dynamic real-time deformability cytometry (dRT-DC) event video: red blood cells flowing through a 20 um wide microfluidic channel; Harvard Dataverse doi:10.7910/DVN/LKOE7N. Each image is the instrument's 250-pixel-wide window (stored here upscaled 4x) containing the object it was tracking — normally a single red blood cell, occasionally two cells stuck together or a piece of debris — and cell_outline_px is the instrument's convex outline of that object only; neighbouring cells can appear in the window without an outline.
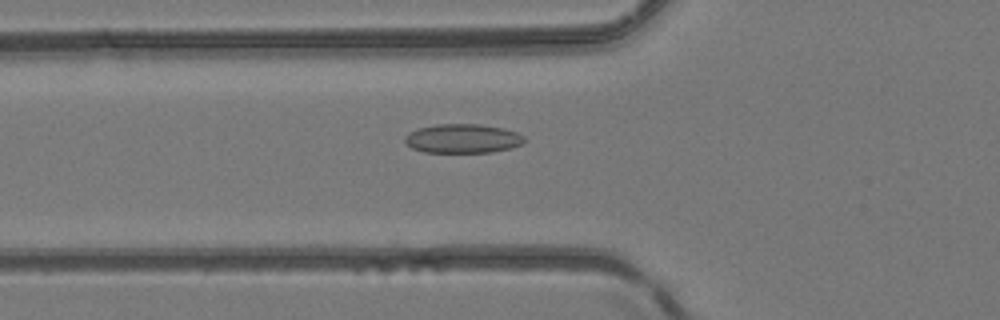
{"species": "common noctule bat (a hibernating species)", "species_latin": "Nyctalus noctula", "temperature_condition": "room temperature", "stored_images_in_passage": 48, "camera_frame_rate_fps": 3000, "um_per_image_px": 0.085, "animal": {"sex": "female", "body_mass_g": 24.6, "forearm_length_mm": 56.2}, "frame": {"image": 1, "passage_image": 18, "time_ms": 5.667, "image_size_px": [1000, 320], "cell_outline_px": [[524, 140], [520, 144], [512, 148], [492, 152], [424, 152], [412, 148], [404, 140], [404, 136], [408, 132], [416, 128], [436, 124], [480, 124], [504, 128], [516, 132], [524, 136]], "centroid_in_image_um": [39.3, 11.77], "position_along_channel_um": 86.5, "area_um2": 20.35}}
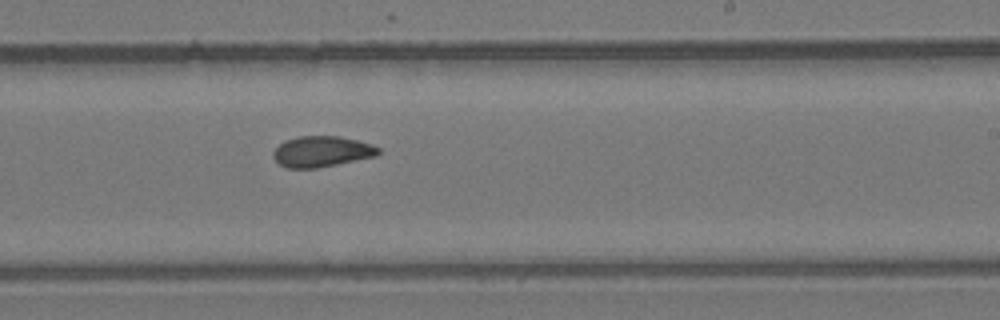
{"frame": {"image": 2, "passage_image": 30, "time_ms": 9.667, "image_size_px": [1000, 320], "cell_outline_px": [[380, 152], [376, 156], [316, 168], [288, 168], [280, 164], [272, 156], [272, 152], [284, 140], [296, 136], [340, 136], [372, 144], [380, 148]], "centroid_in_image_um": [27.33, 12.87], "position_along_channel_um": 261.7, "area_um2": 18.84}}
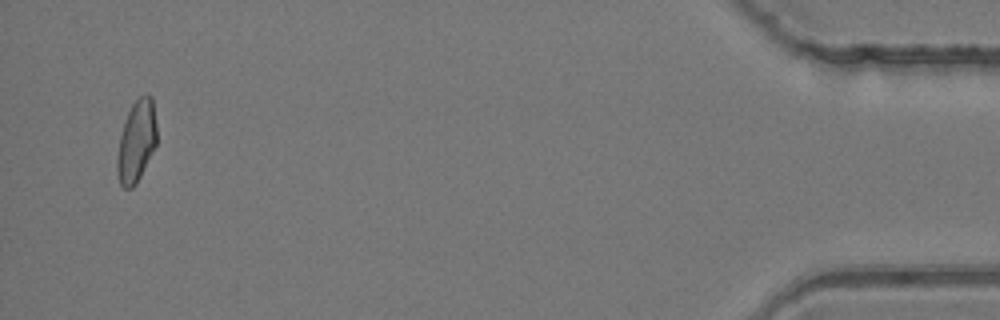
{"frame": {"image": 3, "passage_image": 47, "time_ms": 15.333, "image_size_px": [1000, 320], "cell_outline_px": [[156, 144], [136, 184], [132, 188], [124, 188], [120, 184], [116, 168], [116, 160], [120, 136], [128, 112], [132, 104], [140, 96], [148, 92], [152, 96], [156, 124]], "centroid_in_image_um": [11.59, 11.99], "position_along_channel_um": 423.6, "area_um2": 18.73}}